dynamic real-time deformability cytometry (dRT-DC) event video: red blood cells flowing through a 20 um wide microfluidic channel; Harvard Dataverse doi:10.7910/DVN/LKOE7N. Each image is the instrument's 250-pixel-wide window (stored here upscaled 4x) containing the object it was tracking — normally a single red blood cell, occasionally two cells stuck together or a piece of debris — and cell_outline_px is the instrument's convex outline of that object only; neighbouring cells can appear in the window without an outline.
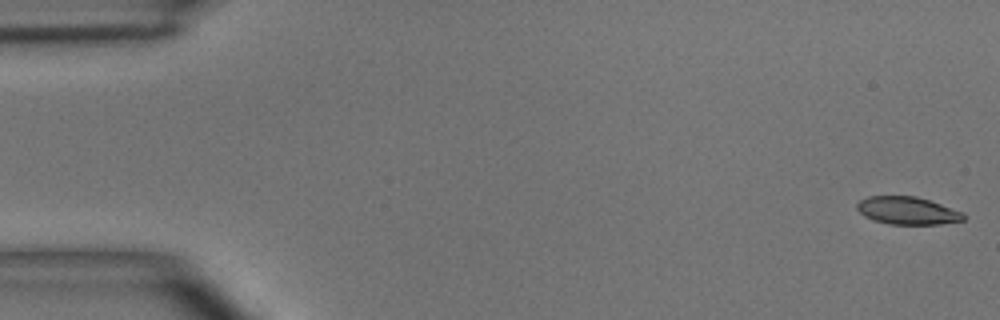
{"species": "common noctule bat (a hibernating species)", "species_latin": "Nyctalus noctula", "temperature_condition": "room temperature", "stored_images_in_passage": 4, "camera_frame_rate_fps": 3000, "um_per_image_px": 0.085, "animal": {"sex": "male", "body_mass_g": 15.6}, "frame": {"image": 1, "passage_image": 1, "time_ms": 0.0, "image_size_px": [1000, 320], "cell_outline_px": [[964, 220], [940, 224], [888, 224], [872, 220], [864, 216], [856, 208], [856, 204], [860, 200], [868, 196], [916, 196], [964, 212]], "centroid_in_image_um": [77.1, 17.9], "position_along_channel_um": 7.9, "area_um2": 17.17}}